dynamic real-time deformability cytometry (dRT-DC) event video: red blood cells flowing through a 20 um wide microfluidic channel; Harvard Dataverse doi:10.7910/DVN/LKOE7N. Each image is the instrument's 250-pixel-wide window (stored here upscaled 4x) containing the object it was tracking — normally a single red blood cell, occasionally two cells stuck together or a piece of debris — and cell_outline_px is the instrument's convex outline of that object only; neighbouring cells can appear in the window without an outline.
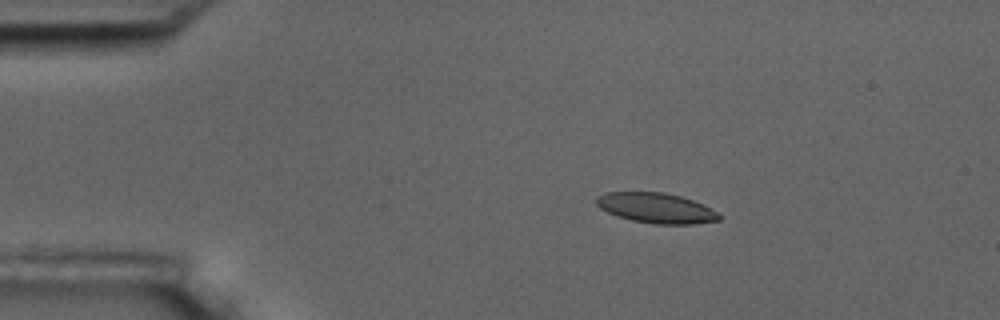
{"species": "common noctule bat (a hibernating species)", "species_latin": "Nyctalus noctula", "temperature_condition": "room temperature", "stored_images_in_passage": 5, "camera_frame_rate_fps": 3000, "um_per_image_px": 0.085, "animal": {"sex": "male", "body_mass_g": 17.5, "forearm_length_mm": 52.3}, "frame": {"image": 1, "passage_image": 3, "time_ms": 3.333, "image_size_px": [1000, 320], "cell_outline_px": [[720, 220], [692, 224], [656, 224], [632, 220], [616, 216], [600, 208], [596, 204], [596, 196], [604, 192], [664, 192], [680, 196], [692, 200], [716, 212], [720, 216]], "centroid_in_image_um": [55.71, 17.67], "position_along_channel_um": 29.3, "area_um2": 21.39}}
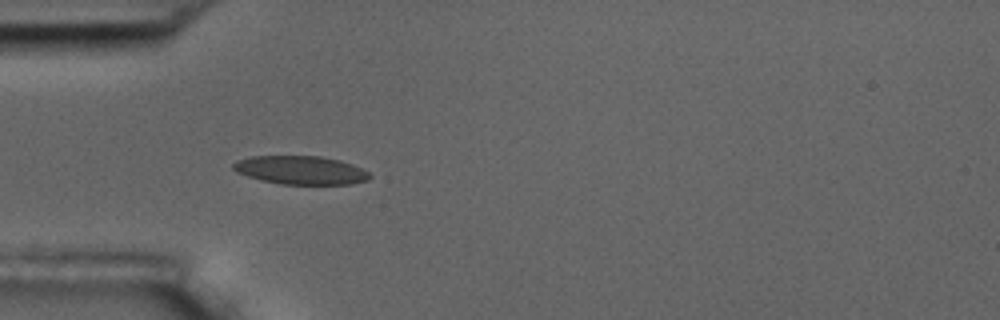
{"frame": {"image": 2, "passage_image": 5, "time_ms": 5.667, "image_size_px": [1000, 320], "cell_outline_px": [[372, 176], [368, 180], [348, 184], [280, 184], [248, 176], [236, 172], [232, 168], [232, 164], [236, 160], [252, 156], [320, 156], [340, 160], [352, 164], [368, 172]], "centroid_in_image_um": [25.55, 14.45], "position_along_channel_um": 59.5, "area_um2": 22.54}}